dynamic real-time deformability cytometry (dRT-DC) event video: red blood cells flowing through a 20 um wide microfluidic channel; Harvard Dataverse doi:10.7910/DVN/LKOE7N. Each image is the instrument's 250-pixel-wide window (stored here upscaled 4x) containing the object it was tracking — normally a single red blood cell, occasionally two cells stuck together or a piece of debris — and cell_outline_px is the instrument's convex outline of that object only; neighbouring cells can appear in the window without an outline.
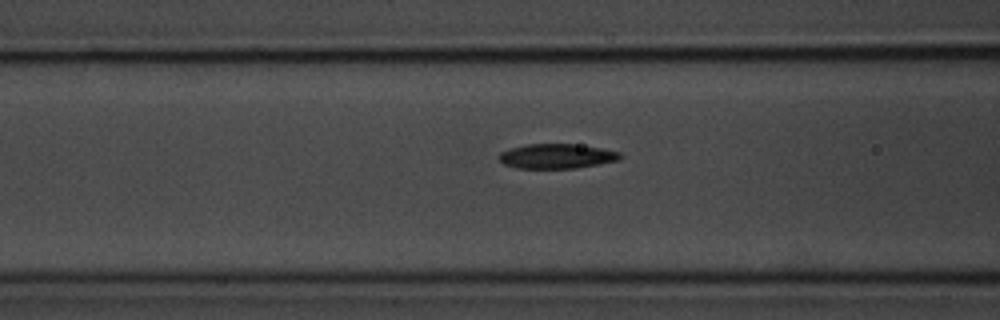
{"species": "common noctule bat (a hibernating species)", "species_latin": "Nyctalus noctula", "temperature_condition": "room temperature", "stored_images_in_passage": 23, "camera_frame_rate_fps": 3000, "um_per_image_px": 0.085, "animal": {"sex": "male", "body_mass_g": 20.1, "forearm_length_mm": 53.5}, "frame": {"image": 1, "passage_image": 17, "time_ms": 5.333, "image_size_px": [1000, 320], "cell_outline_px": [[624, 156], [616, 160], [576, 168], [516, 168], [504, 164], [500, 160], [500, 152], [512, 148], [528, 144], [572, 144], [600, 148], [620, 152]], "centroid_in_image_um": [47.31, 13.27], "position_along_channel_um": 119.3, "area_um2": 17.11}}
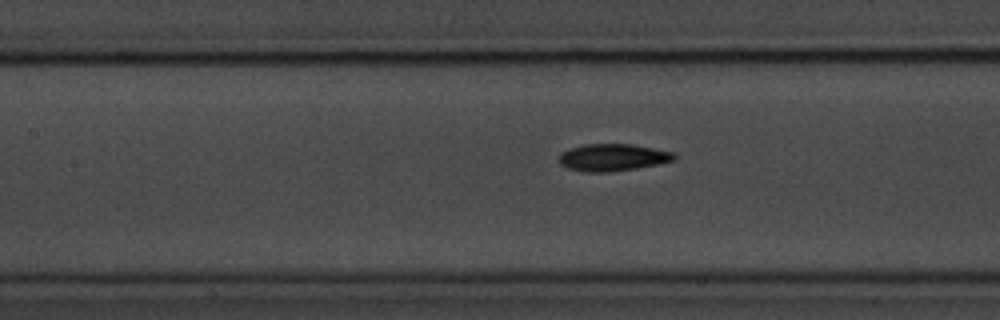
{"frame": {"image": 2, "passage_image": 20, "time_ms": 6.333, "image_size_px": [1000, 320], "cell_outline_px": [[676, 160], [660, 164], [636, 168], [608, 172], [584, 172], [568, 168], [560, 164], [560, 152], [568, 148], [584, 144], [632, 144], [676, 152]], "centroid_in_image_um": [52.11, 13.37], "position_along_channel_um": 155.3, "area_um2": 18.44}}